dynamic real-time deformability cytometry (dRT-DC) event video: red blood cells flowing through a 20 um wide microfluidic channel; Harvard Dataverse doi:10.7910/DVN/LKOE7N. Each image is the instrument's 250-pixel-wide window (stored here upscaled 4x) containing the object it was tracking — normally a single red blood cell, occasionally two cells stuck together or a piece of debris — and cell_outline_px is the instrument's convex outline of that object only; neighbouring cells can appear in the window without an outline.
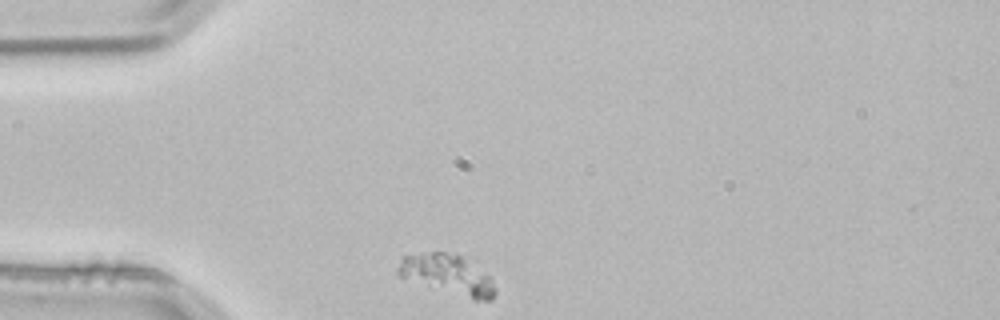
{"species": "common noctule bat (a hibernating species)", "species_latin": "Nyctalus noctula", "temperature_condition": "room temperature", "stored_images_in_passage": 1, "camera_frame_rate_fps": 3000, "um_per_image_px": 0.085, "animal": {"sex": "male", "body_mass_g": 21.5, "forearm_length_mm": 52.0}, "frame": {"image": 1, "passage_image": 1, "time_ms": 0.0, "image_size_px": [1000, 320], "cell_outline_px": [[496, 292], [492, 300], [472, 300], [400, 276], [396, 272], [396, 268], [400, 260], [404, 256], [420, 252], [444, 252], [460, 256], [488, 276], [492, 280], [496, 288]], "centroid_in_image_um": [38.03, 23.34], "position_along_channel_um": 47.0, "area_um2": 22.08}}